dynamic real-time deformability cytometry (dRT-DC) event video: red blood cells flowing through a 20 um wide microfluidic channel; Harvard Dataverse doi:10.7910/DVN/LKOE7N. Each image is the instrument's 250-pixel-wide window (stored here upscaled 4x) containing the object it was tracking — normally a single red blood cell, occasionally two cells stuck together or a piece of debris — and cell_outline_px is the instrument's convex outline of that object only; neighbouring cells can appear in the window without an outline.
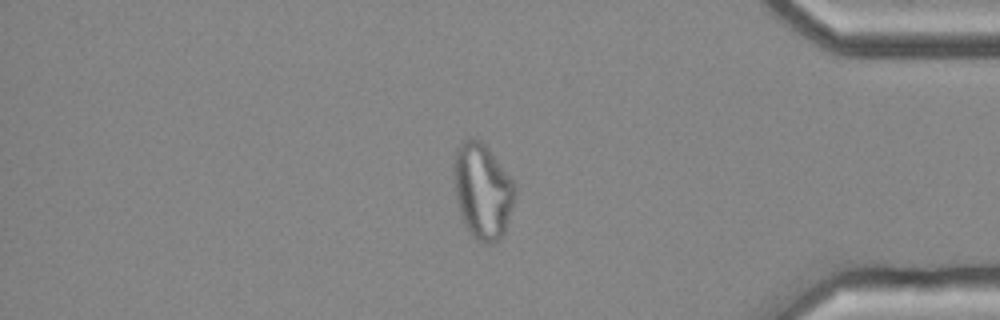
{"species": "common noctule bat (a hibernating species)", "species_latin": "Nyctalus noctula", "temperature_condition": "cold", "stored_images_in_passage": 55, "camera_frame_rate_fps": 3000, "um_per_image_px": 0.085, "animal": {"sex": "female", "body_mass_g": 25.1}, "frame": {"image": 1, "passage_image": 47, "time_ms": 15.333, "image_size_px": [1000, 320], "cell_outline_px": [[516, 192], [508, 220], [504, 232], [492, 244], [476, 240], [468, 232], [464, 224], [456, 200], [452, 172], [452, 164], [456, 148], [468, 136], [476, 136], [488, 148], [516, 184]], "centroid_in_image_um": [40.97, 16.18], "position_along_channel_um": 394.2, "area_um2": 34.33}}